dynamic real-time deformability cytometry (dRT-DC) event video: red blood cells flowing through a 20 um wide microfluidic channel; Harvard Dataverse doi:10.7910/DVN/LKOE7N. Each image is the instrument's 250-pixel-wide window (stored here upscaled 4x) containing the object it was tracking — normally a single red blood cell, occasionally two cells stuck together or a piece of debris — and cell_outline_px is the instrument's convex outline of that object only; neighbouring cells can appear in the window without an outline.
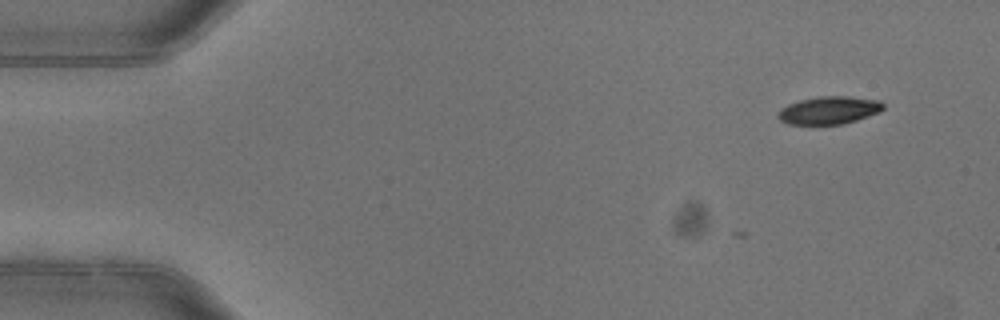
{"species": "common noctule bat (a hibernating species)", "species_latin": "Nyctalus noctula", "temperature_condition": "warm", "stored_images_in_passage": 5, "camera_frame_rate_fps": 3000, "um_per_image_px": 0.085, "animal": {"sex": "female"}, "frame": {"image": 1, "passage_image": 1, "time_ms": 0.0, "image_size_px": [1000, 320], "cell_outline_px": [[884, 108], [880, 112], [844, 124], [788, 124], [780, 120], [776, 116], [780, 108], [788, 104], [800, 100], [820, 96], [848, 96], [880, 100], [884, 104]], "centroid_in_image_um": [70.47, 9.37], "position_along_channel_um": 14.5, "area_um2": 17.11}}
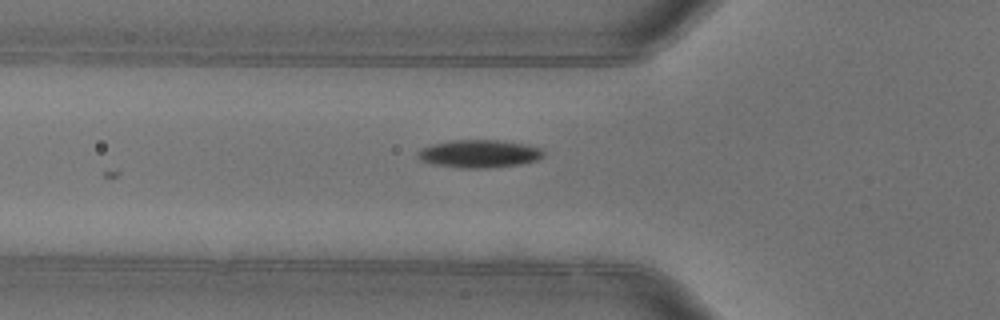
{"frame": {"image": 2, "passage_image": 5, "time_ms": 1.333, "image_size_px": [1000, 320], "cell_outline_px": [[544, 156], [536, 160], [520, 164], [484, 168], [460, 168], [432, 164], [420, 160], [416, 156], [416, 152], [420, 148], [432, 144], [448, 140], [500, 140], [528, 144], [540, 148], [544, 152]], "centroid_in_image_um": [40.69, 13.06], "position_along_channel_um": 85.1, "area_um2": 20.63}}